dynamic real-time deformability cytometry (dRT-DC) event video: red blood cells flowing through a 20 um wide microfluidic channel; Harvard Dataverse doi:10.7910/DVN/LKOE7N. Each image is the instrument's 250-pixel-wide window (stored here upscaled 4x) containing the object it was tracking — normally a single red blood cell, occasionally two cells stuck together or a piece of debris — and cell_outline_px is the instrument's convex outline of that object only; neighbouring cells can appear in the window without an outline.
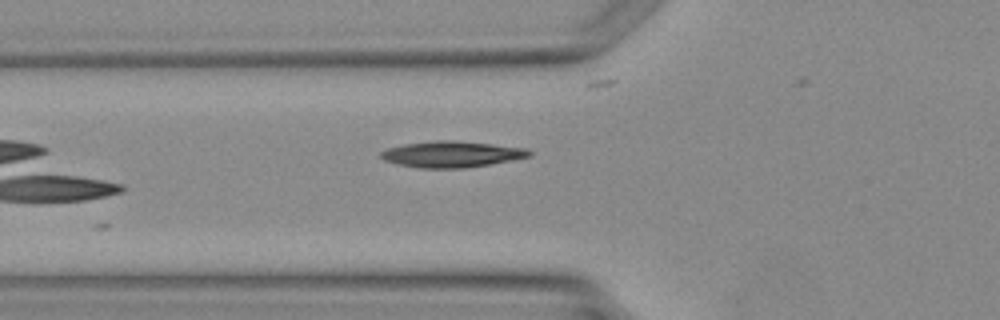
{"species": "Egyptian fruit bat (a non-hibernating species)", "species_latin": "Rousettus aegyptiacus", "temperature_condition": "warm", "stored_images_in_passage": 3, "camera_frame_rate_fps": 3000, "um_per_image_px": 0.085, "animal": {"sex": "female"}, "frame": {"image": 1, "passage_image": 3, "time_ms": 3.667, "image_size_px": [1000, 320], "cell_outline_px": [[532, 156], [512, 160], [464, 168], [420, 168], [400, 164], [384, 160], [380, 156], [380, 152], [388, 148], [404, 144], [436, 140], [452, 140], [492, 144], [528, 148], [532, 152]], "centroid_in_image_um": [38.42, 13.1], "position_along_channel_um": 87.4, "area_um2": 22.48}}